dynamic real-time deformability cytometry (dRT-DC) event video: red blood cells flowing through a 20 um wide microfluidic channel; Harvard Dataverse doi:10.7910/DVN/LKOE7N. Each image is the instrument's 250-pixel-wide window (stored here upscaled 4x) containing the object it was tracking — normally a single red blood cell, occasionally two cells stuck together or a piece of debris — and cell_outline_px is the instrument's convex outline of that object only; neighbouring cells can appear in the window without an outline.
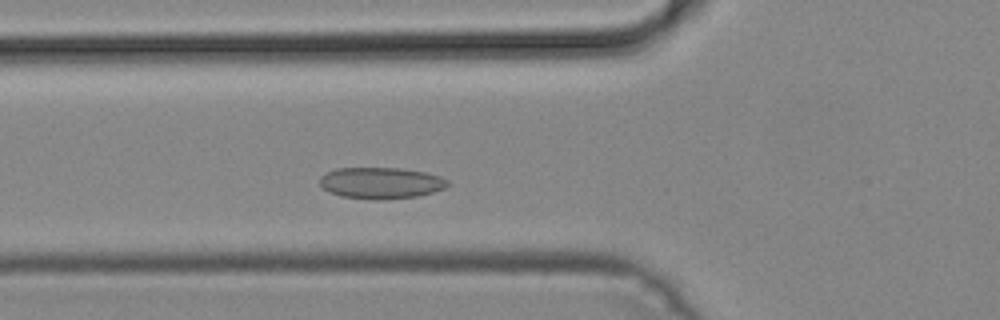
{"species": "common noctule bat (a hibernating species)", "species_latin": "Nyctalus noctula", "temperature_condition": "cold", "stored_images_in_passage": 42, "camera_frame_rate_fps": 3000, "um_per_image_px": 0.085, "animal": {"sex": "male", "body_mass_g": 19.2, "forearm_length_mm": 51.8}, "frame": {"image": 1, "passage_image": 10, "time_ms": 3.0, "image_size_px": [1000, 320], "cell_outline_px": [[448, 184], [444, 188], [420, 196], [380, 200], [372, 200], [340, 196], [328, 192], [320, 184], [320, 176], [336, 168], [400, 168], [424, 172], [440, 176], [448, 180]], "centroid_in_image_um": [32.36, 15.56], "position_along_channel_um": 93.4, "area_um2": 23.47}}
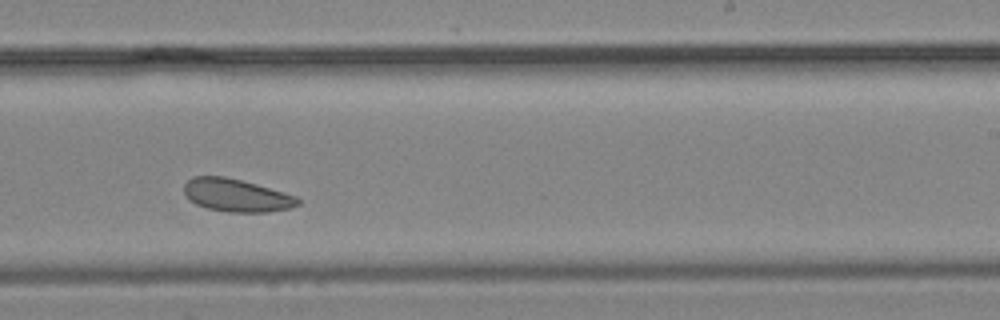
{"frame": {"image": 2, "passage_image": 23, "time_ms": 7.333, "image_size_px": [1000, 320], "cell_outline_px": [[300, 204], [292, 208], [268, 212], [228, 212], [208, 208], [196, 204], [184, 192], [184, 184], [192, 176], [224, 176], [256, 184], [296, 196], [300, 200]], "centroid_in_image_um": [20.12, 16.6], "position_along_channel_um": 268.9, "area_um2": 21.62}}
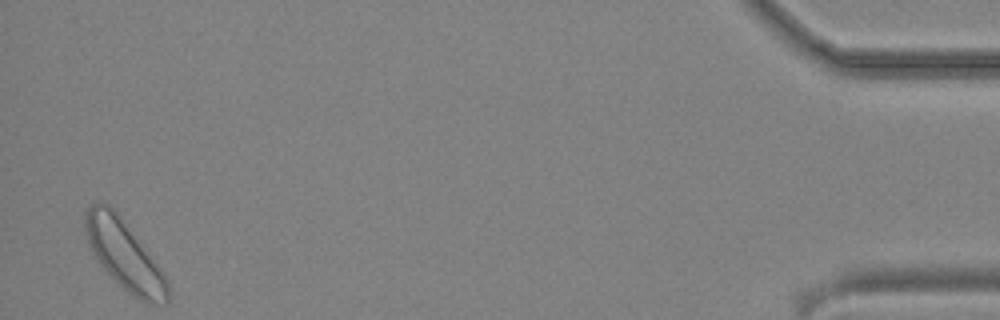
{"frame": {"image": 3, "passage_image": 41, "time_ms": 13.333, "image_size_px": [1000, 320], "cell_outline_px": [[168, 304], [144, 304], [128, 292], [100, 264], [92, 252], [84, 228], [84, 212], [96, 200], [108, 204], [120, 216], [160, 268], [168, 280]], "centroid_in_image_um": [10.56, 21.68], "position_along_channel_um": 424.6, "area_um2": 32.83}}